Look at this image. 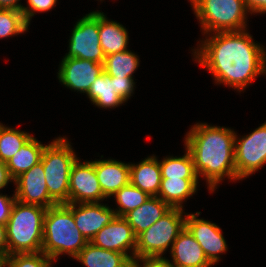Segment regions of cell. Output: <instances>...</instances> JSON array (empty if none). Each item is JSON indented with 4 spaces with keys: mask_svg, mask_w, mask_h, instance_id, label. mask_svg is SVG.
I'll list each match as a JSON object with an SVG mask.
<instances>
[{
    "mask_svg": "<svg viewBox=\"0 0 266 267\" xmlns=\"http://www.w3.org/2000/svg\"><path fill=\"white\" fill-rule=\"evenodd\" d=\"M33 135L0 124V161L7 163Z\"/></svg>",
    "mask_w": 266,
    "mask_h": 267,
    "instance_id": "4316f807",
    "label": "cell"
},
{
    "mask_svg": "<svg viewBox=\"0 0 266 267\" xmlns=\"http://www.w3.org/2000/svg\"><path fill=\"white\" fill-rule=\"evenodd\" d=\"M246 31L209 33L193 50L194 60L214 76L215 83L239 92L259 75H266L265 48Z\"/></svg>",
    "mask_w": 266,
    "mask_h": 267,
    "instance_id": "6da1fadb",
    "label": "cell"
},
{
    "mask_svg": "<svg viewBox=\"0 0 266 267\" xmlns=\"http://www.w3.org/2000/svg\"><path fill=\"white\" fill-rule=\"evenodd\" d=\"M139 56L125 50L105 56L104 72L111 77H131L139 66Z\"/></svg>",
    "mask_w": 266,
    "mask_h": 267,
    "instance_id": "484cf974",
    "label": "cell"
},
{
    "mask_svg": "<svg viewBox=\"0 0 266 267\" xmlns=\"http://www.w3.org/2000/svg\"><path fill=\"white\" fill-rule=\"evenodd\" d=\"M199 179H161L157 197L171 208L183 209V202L196 193Z\"/></svg>",
    "mask_w": 266,
    "mask_h": 267,
    "instance_id": "7402d4cb",
    "label": "cell"
},
{
    "mask_svg": "<svg viewBox=\"0 0 266 267\" xmlns=\"http://www.w3.org/2000/svg\"><path fill=\"white\" fill-rule=\"evenodd\" d=\"M15 201H16L15 195L11 197V196L0 194V223L1 224L7 223Z\"/></svg>",
    "mask_w": 266,
    "mask_h": 267,
    "instance_id": "836d02e7",
    "label": "cell"
},
{
    "mask_svg": "<svg viewBox=\"0 0 266 267\" xmlns=\"http://www.w3.org/2000/svg\"><path fill=\"white\" fill-rule=\"evenodd\" d=\"M141 264L142 262V265ZM132 267H173L165 257H135Z\"/></svg>",
    "mask_w": 266,
    "mask_h": 267,
    "instance_id": "d6a6232c",
    "label": "cell"
},
{
    "mask_svg": "<svg viewBox=\"0 0 266 267\" xmlns=\"http://www.w3.org/2000/svg\"><path fill=\"white\" fill-rule=\"evenodd\" d=\"M52 260L44 252L16 253L5 257V267H52Z\"/></svg>",
    "mask_w": 266,
    "mask_h": 267,
    "instance_id": "f546056e",
    "label": "cell"
},
{
    "mask_svg": "<svg viewBox=\"0 0 266 267\" xmlns=\"http://www.w3.org/2000/svg\"><path fill=\"white\" fill-rule=\"evenodd\" d=\"M13 183L16 185V200L31 205L49 208L57 203L49 196L42 162L23 172Z\"/></svg>",
    "mask_w": 266,
    "mask_h": 267,
    "instance_id": "7c38bea8",
    "label": "cell"
},
{
    "mask_svg": "<svg viewBox=\"0 0 266 267\" xmlns=\"http://www.w3.org/2000/svg\"><path fill=\"white\" fill-rule=\"evenodd\" d=\"M161 179L159 161L154 155L145 158L139 164H130V183L149 196L158 195Z\"/></svg>",
    "mask_w": 266,
    "mask_h": 267,
    "instance_id": "ac0fdd59",
    "label": "cell"
},
{
    "mask_svg": "<svg viewBox=\"0 0 266 267\" xmlns=\"http://www.w3.org/2000/svg\"><path fill=\"white\" fill-rule=\"evenodd\" d=\"M14 181L10 176L6 163L0 161V190L5 188L9 182Z\"/></svg>",
    "mask_w": 266,
    "mask_h": 267,
    "instance_id": "d590c367",
    "label": "cell"
},
{
    "mask_svg": "<svg viewBox=\"0 0 266 267\" xmlns=\"http://www.w3.org/2000/svg\"><path fill=\"white\" fill-rule=\"evenodd\" d=\"M46 145L41 144L34 136L6 163L10 176L15 179L20 174L41 162Z\"/></svg>",
    "mask_w": 266,
    "mask_h": 267,
    "instance_id": "603a6c76",
    "label": "cell"
},
{
    "mask_svg": "<svg viewBox=\"0 0 266 267\" xmlns=\"http://www.w3.org/2000/svg\"><path fill=\"white\" fill-rule=\"evenodd\" d=\"M69 51L65 57L104 63L105 54L100 46L99 11H92L79 19L69 39Z\"/></svg>",
    "mask_w": 266,
    "mask_h": 267,
    "instance_id": "ba28073f",
    "label": "cell"
},
{
    "mask_svg": "<svg viewBox=\"0 0 266 267\" xmlns=\"http://www.w3.org/2000/svg\"><path fill=\"white\" fill-rule=\"evenodd\" d=\"M203 32L245 30L247 13L243 0H190Z\"/></svg>",
    "mask_w": 266,
    "mask_h": 267,
    "instance_id": "8992f818",
    "label": "cell"
},
{
    "mask_svg": "<svg viewBox=\"0 0 266 267\" xmlns=\"http://www.w3.org/2000/svg\"><path fill=\"white\" fill-rule=\"evenodd\" d=\"M107 19L106 15L99 11L100 46L105 56L128 50V30L122 24Z\"/></svg>",
    "mask_w": 266,
    "mask_h": 267,
    "instance_id": "44dd1931",
    "label": "cell"
},
{
    "mask_svg": "<svg viewBox=\"0 0 266 267\" xmlns=\"http://www.w3.org/2000/svg\"><path fill=\"white\" fill-rule=\"evenodd\" d=\"M87 243L76 227L72 203L56 204L47 208L41 251L49 256L52 262L65 253L74 259Z\"/></svg>",
    "mask_w": 266,
    "mask_h": 267,
    "instance_id": "3957f363",
    "label": "cell"
},
{
    "mask_svg": "<svg viewBox=\"0 0 266 267\" xmlns=\"http://www.w3.org/2000/svg\"><path fill=\"white\" fill-rule=\"evenodd\" d=\"M87 96L93 104L102 109L115 108L125 103L116 94L115 77H111L105 72L92 83Z\"/></svg>",
    "mask_w": 266,
    "mask_h": 267,
    "instance_id": "cb8c5ba5",
    "label": "cell"
},
{
    "mask_svg": "<svg viewBox=\"0 0 266 267\" xmlns=\"http://www.w3.org/2000/svg\"><path fill=\"white\" fill-rule=\"evenodd\" d=\"M0 255L8 256L6 225L0 223Z\"/></svg>",
    "mask_w": 266,
    "mask_h": 267,
    "instance_id": "8d00e7d4",
    "label": "cell"
},
{
    "mask_svg": "<svg viewBox=\"0 0 266 267\" xmlns=\"http://www.w3.org/2000/svg\"><path fill=\"white\" fill-rule=\"evenodd\" d=\"M28 26L21 10L0 8V38L22 34Z\"/></svg>",
    "mask_w": 266,
    "mask_h": 267,
    "instance_id": "f1b7e54d",
    "label": "cell"
},
{
    "mask_svg": "<svg viewBox=\"0 0 266 267\" xmlns=\"http://www.w3.org/2000/svg\"><path fill=\"white\" fill-rule=\"evenodd\" d=\"M71 144L64 136L45 146L41 157L49 196L57 204L69 203V176L77 160Z\"/></svg>",
    "mask_w": 266,
    "mask_h": 267,
    "instance_id": "5b68a950",
    "label": "cell"
},
{
    "mask_svg": "<svg viewBox=\"0 0 266 267\" xmlns=\"http://www.w3.org/2000/svg\"><path fill=\"white\" fill-rule=\"evenodd\" d=\"M28 6H22L21 12L26 22L30 25V20L36 12H45L55 7L57 0H27Z\"/></svg>",
    "mask_w": 266,
    "mask_h": 267,
    "instance_id": "4dcf8cb0",
    "label": "cell"
},
{
    "mask_svg": "<svg viewBox=\"0 0 266 267\" xmlns=\"http://www.w3.org/2000/svg\"><path fill=\"white\" fill-rule=\"evenodd\" d=\"M247 11L252 13H266V0H243Z\"/></svg>",
    "mask_w": 266,
    "mask_h": 267,
    "instance_id": "e575fe53",
    "label": "cell"
},
{
    "mask_svg": "<svg viewBox=\"0 0 266 267\" xmlns=\"http://www.w3.org/2000/svg\"><path fill=\"white\" fill-rule=\"evenodd\" d=\"M104 72V63L75 57H63L58 79L64 86L80 93H88L92 83Z\"/></svg>",
    "mask_w": 266,
    "mask_h": 267,
    "instance_id": "8fae6325",
    "label": "cell"
},
{
    "mask_svg": "<svg viewBox=\"0 0 266 267\" xmlns=\"http://www.w3.org/2000/svg\"><path fill=\"white\" fill-rule=\"evenodd\" d=\"M0 267H5V257L0 255Z\"/></svg>",
    "mask_w": 266,
    "mask_h": 267,
    "instance_id": "f35d334b",
    "label": "cell"
},
{
    "mask_svg": "<svg viewBox=\"0 0 266 267\" xmlns=\"http://www.w3.org/2000/svg\"><path fill=\"white\" fill-rule=\"evenodd\" d=\"M181 208H171L157 222L136 237L135 257H162L173 246L180 232L185 228Z\"/></svg>",
    "mask_w": 266,
    "mask_h": 267,
    "instance_id": "52a82bcc",
    "label": "cell"
},
{
    "mask_svg": "<svg viewBox=\"0 0 266 267\" xmlns=\"http://www.w3.org/2000/svg\"><path fill=\"white\" fill-rule=\"evenodd\" d=\"M74 259L85 267H132V260L126 254L97 247L91 242Z\"/></svg>",
    "mask_w": 266,
    "mask_h": 267,
    "instance_id": "ffe728a7",
    "label": "cell"
},
{
    "mask_svg": "<svg viewBox=\"0 0 266 267\" xmlns=\"http://www.w3.org/2000/svg\"><path fill=\"white\" fill-rule=\"evenodd\" d=\"M47 208L15 201L6 225L8 255L42 250Z\"/></svg>",
    "mask_w": 266,
    "mask_h": 267,
    "instance_id": "277c9868",
    "label": "cell"
},
{
    "mask_svg": "<svg viewBox=\"0 0 266 267\" xmlns=\"http://www.w3.org/2000/svg\"><path fill=\"white\" fill-rule=\"evenodd\" d=\"M116 94L124 101L133 95L134 92V78L131 77H115Z\"/></svg>",
    "mask_w": 266,
    "mask_h": 267,
    "instance_id": "1f68e13d",
    "label": "cell"
},
{
    "mask_svg": "<svg viewBox=\"0 0 266 267\" xmlns=\"http://www.w3.org/2000/svg\"><path fill=\"white\" fill-rule=\"evenodd\" d=\"M94 166L100 188L106 198L113 196L130 182V163L100 159L94 161Z\"/></svg>",
    "mask_w": 266,
    "mask_h": 267,
    "instance_id": "e0dca14e",
    "label": "cell"
},
{
    "mask_svg": "<svg viewBox=\"0 0 266 267\" xmlns=\"http://www.w3.org/2000/svg\"><path fill=\"white\" fill-rule=\"evenodd\" d=\"M235 131L230 128L196 123L186 134L185 147L190 152L196 174L205 177L214 192L224 179L237 181L235 169Z\"/></svg>",
    "mask_w": 266,
    "mask_h": 267,
    "instance_id": "7a4b0ae2",
    "label": "cell"
},
{
    "mask_svg": "<svg viewBox=\"0 0 266 267\" xmlns=\"http://www.w3.org/2000/svg\"><path fill=\"white\" fill-rule=\"evenodd\" d=\"M90 242L97 247L126 254L131 260L135 258L136 236L124 217L115 216ZM130 250L132 255L128 253Z\"/></svg>",
    "mask_w": 266,
    "mask_h": 267,
    "instance_id": "5bb4252c",
    "label": "cell"
},
{
    "mask_svg": "<svg viewBox=\"0 0 266 267\" xmlns=\"http://www.w3.org/2000/svg\"><path fill=\"white\" fill-rule=\"evenodd\" d=\"M235 135V169L242 180L266 164V122L248 135Z\"/></svg>",
    "mask_w": 266,
    "mask_h": 267,
    "instance_id": "9c48e42d",
    "label": "cell"
},
{
    "mask_svg": "<svg viewBox=\"0 0 266 267\" xmlns=\"http://www.w3.org/2000/svg\"><path fill=\"white\" fill-rule=\"evenodd\" d=\"M173 267H212L200 244L185 227L171 248Z\"/></svg>",
    "mask_w": 266,
    "mask_h": 267,
    "instance_id": "2e32d148",
    "label": "cell"
},
{
    "mask_svg": "<svg viewBox=\"0 0 266 267\" xmlns=\"http://www.w3.org/2000/svg\"><path fill=\"white\" fill-rule=\"evenodd\" d=\"M171 207L157 196H151L138 208L128 212L124 218L132 227L135 236L147 230L164 216Z\"/></svg>",
    "mask_w": 266,
    "mask_h": 267,
    "instance_id": "d6986e66",
    "label": "cell"
},
{
    "mask_svg": "<svg viewBox=\"0 0 266 267\" xmlns=\"http://www.w3.org/2000/svg\"><path fill=\"white\" fill-rule=\"evenodd\" d=\"M72 213L77 229L88 242L116 216L102 203H72Z\"/></svg>",
    "mask_w": 266,
    "mask_h": 267,
    "instance_id": "9a60e30c",
    "label": "cell"
},
{
    "mask_svg": "<svg viewBox=\"0 0 266 267\" xmlns=\"http://www.w3.org/2000/svg\"><path fill=\"white\" fill-rule=\"evenodd\" d=\"M19 1L20 0H0V8L21 10L23 5H21Z\"/></svg>",
    "mask_w": 266,
    "mask_h": 267,
    "instance_id": "74e56055",
    "label": "cell"
},
{
    "mask_svg": "<svg viewBox=\"0 0 266 267\" xmlns=\"http://www.w3.org/2000/svg\"><path fill=\"white\" fill-rule=\"evenodd\" d=\"M182 157H165L159 161L161 178L199 179L194 169V163L190 152L185 148Z\"/></svg>",
    "mask_w": 266,
    "mask_h": 267,
    "instance_id": "d4e9b609",
    "label": "cell"
},
{
    "mask_svg": "<svg viewBox=\"0 0 266 267\" xmlns=\"http://www.w3.org/2000/svg\"><path fill=\"white\" fill-rule=\"evenodd\" d=\"M107 199L100 188L94 161H75L69 176V203H100Z\"/></svg>",
    "mask_w": 266,
    "mask_h": 267,
    "instance_id": "30bf717a",
    "label": "cell"
},
{
    "mask_svg": "<svg viewBox=\"0 0 266 267\" xmlns=\"http://www.w3.org/2000/svg\"><path fill=\"white\" fill-rule=\"evenodd\" d=\"M201 212L186 214L185 227L200 244L208 260L214 265L221 253L227 251V243L221 228L211 221L198 218Z\"/></svg>",
    "mask_w": 266,
    "mask_h": 267,
    "instance_id": "4fadbf2b",
    "label": "cell"
},
{
    "mask_svg": "<svg viewBox=\"0 0 266 267\" xmlns=\"http://www.w3.org/2000/svg\"><path fill=\"white\" fill-rule=\"evenodd\" d=\"M112 197H115V202L119 206L116 209H113L116 216L124 217L128 212L141 206L151 196L129 182Z\"/></svg>",
    "mask_w": 266,
    "mask_h": 267,
    "instance_id": "83f0119b",
    "label": "cell"
}]
</instances>
